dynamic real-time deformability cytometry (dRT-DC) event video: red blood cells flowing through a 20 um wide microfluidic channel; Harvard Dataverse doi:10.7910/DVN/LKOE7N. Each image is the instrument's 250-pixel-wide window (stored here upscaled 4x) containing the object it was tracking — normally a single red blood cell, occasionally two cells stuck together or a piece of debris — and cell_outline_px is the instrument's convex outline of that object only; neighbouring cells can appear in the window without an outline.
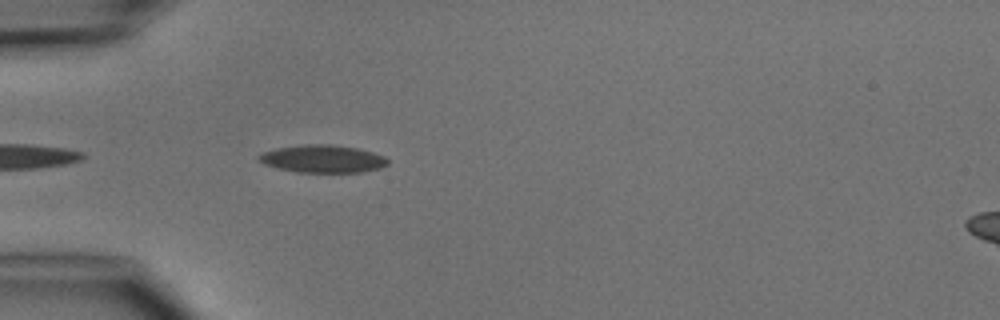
{"species": "common noctule bat (a hibernating species)", "species_latin": "Nyctalus noctula", "temperature_condition": "cold", "stored_images_in_passage": 5, "camera_frame_rate_fps": 3000, "um_per_image_px": 0.085, "animal": {"sex": "male", "body_mass_g": 15.6}, "frame": {"image": 1, "passage_image": 5, "time_ms": 4.667, "image_size_px": [1000, 320], "cell_outline_px": [[388, 164], [380, 168], [360, 172], [296, 172], [276, 168], [264, 164], [256, 156], [264, 152], [276, 148], [304, 144], [332, 144], [356, 148], [372, 152], [384, 156], [388, 160]], "centroid_in_image_um": [27.41, 13.5], "position_along_channel_um": 57.6, "area_um2": 20.75}}